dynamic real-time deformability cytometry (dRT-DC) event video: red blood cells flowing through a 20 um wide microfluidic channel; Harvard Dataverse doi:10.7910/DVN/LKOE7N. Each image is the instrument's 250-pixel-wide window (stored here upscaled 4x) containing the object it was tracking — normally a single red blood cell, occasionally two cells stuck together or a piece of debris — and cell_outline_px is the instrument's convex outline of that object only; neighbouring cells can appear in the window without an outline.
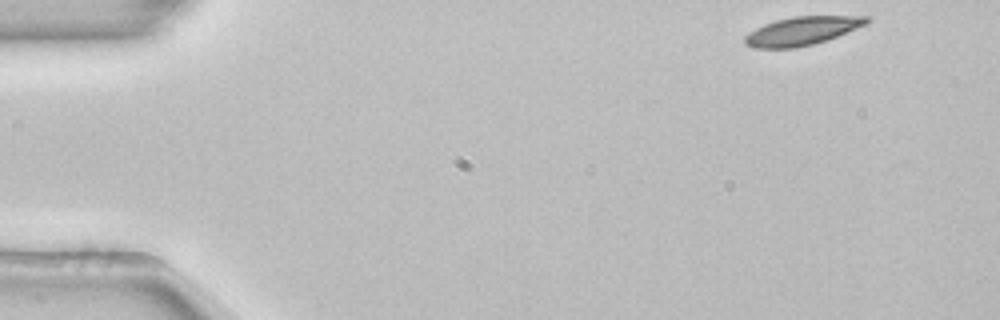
{"species": "common noctule bat (a hibernating species)", "species_latin": "Nyctalus noctula", "temperature_condition": "room temperature", "stored_images_in_passage": 50, "camera_frame_rate_fps": 3000, "um_per_image_px": 0.085, "animal": {"sex": "female", "body_mass_g": 22.7, "forearm_length_mm": 54.2}, "frame": {"image": 1, "passage_image": 1, "time_ms": 0.0, "image_size_px": [1000, 320], "cell_outline_px": [[872, 20], [864, 24], [836, 36], [812, 44], [796, 48], [752, 48], [744, 44], [744, 36], [748, 32], [764, 24], [776, 20], [792, 16], [872, 16]], "centroid_in_image_um": [68.11, 2.62], "position_along_channel_um": 16.9, "area_um2": 20.06}}
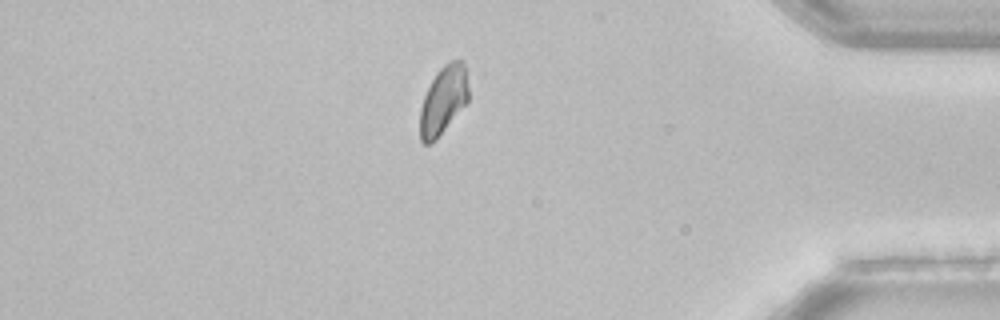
{"frame": {"image": 2, "passage_image": 42, "time_ms": 13.667, "image_size_px": [1000, 320], "cell_outline_px": [[468, 100], [436, 140], [428, 144], [424, 144], [420, 140], [420, 108], [424, 96], [436, 72], [444, 64], [452, 60], [464, 60], [468, 88]], "centroid_in_image_um": [37.67, 8.51], "position_along_channel_um": 397.5, "area_um2": 19.13}}
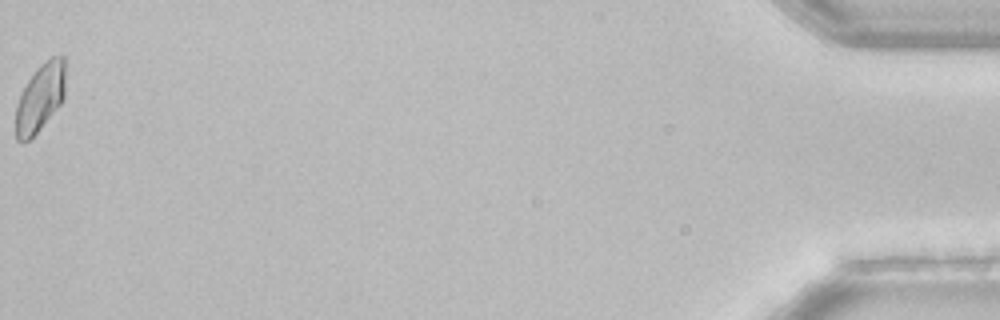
{"frame": {"image": 3, "passage_image": 50, "time_ms": 16.333, "image_size_px": [1000, 320], "cell_outline_px": [[64, 96], [60, 104], [40, 128], [28, 140], [16, 140], [16, 104], [20, 92], [36, 68], [40, 64], [52, 56], [64, 56]], "centroid_in_image_um": [3.4, 8.26], "position_along_channel_um": 431.8, "area_um2": 19.36}, "authors_computed_cell_mechanics": {"area_um2": 20.3745, "velocity_mm_per_s": 3.8365, "shape_relaxation_time_tau1_ms": 9.3741, "shape_relaxation_time_tau2_ms": null, "deformation_change_tau1": 0.1689, "deformation_change_tau2": null}}